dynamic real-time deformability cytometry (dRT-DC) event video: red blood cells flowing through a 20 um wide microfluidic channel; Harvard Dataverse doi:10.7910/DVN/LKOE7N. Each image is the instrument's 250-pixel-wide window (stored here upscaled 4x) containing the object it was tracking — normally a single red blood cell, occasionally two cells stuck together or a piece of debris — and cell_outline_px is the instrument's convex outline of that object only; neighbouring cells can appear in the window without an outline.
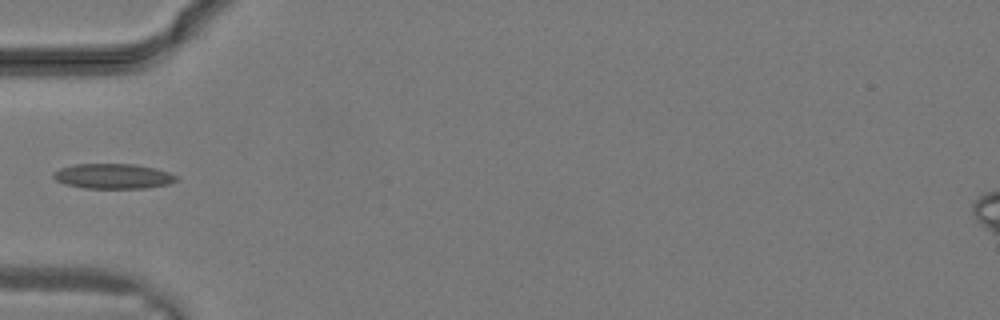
{"species": "common noctule bat (a hibernating species)", "species_latin": "Nyctalus noctula", "temperature_condition": "warm", "stored_images_in_passage": 2, "camera_frame_rate_fps": 3000, "um_per_image_px": 0.085, "animal": {"sex": "male", "body_mass_g": 19.2, "forearm_length_mm": 51.8}, "frame": {"image": 1, "passage_image": 1, "time_ms": 0.0, "image_size_px": [1000, 320], "cell_outline_px": [[176, 180], [168, 184], [144, 188], [84, 188], [64, 184], [56, 180], [52, 176], [52, 172], [60, 168], [76, 164], [136, 164], [156, 168], [168, 172], [176, 176]], "centroid_in_image_um": [9.57, 14.97], "position_along_channel_um": 75.4, "area_um2": 17.92}}